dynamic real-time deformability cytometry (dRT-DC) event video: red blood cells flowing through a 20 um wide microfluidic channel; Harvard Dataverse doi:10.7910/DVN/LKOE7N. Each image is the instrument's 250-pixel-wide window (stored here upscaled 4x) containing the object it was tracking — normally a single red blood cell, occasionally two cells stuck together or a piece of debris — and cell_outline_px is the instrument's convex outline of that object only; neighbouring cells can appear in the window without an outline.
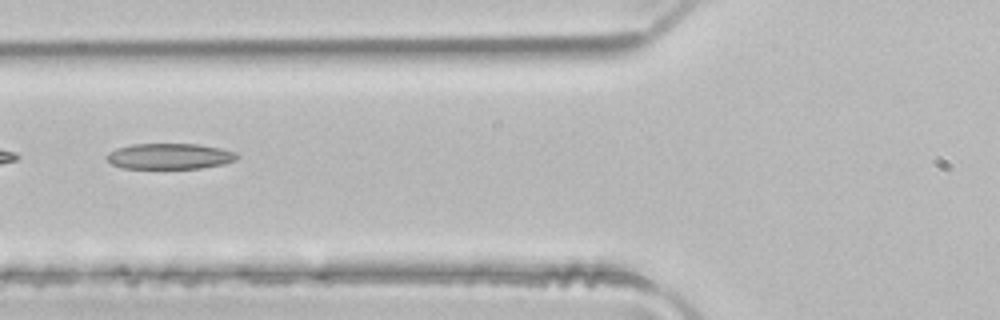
{"species": "common noctule bat (a hibernating species)", "species_latin": "Nyctalus noctula", "temperature_condition": "room temperature", "stored_images_in_passage": 4, "camera_frame_rate_fps": 3000, "um_per_image_px": 0.085, "animal": {"sex": "male", "body_mass_g": 21.5, "forearm_length_mm": 52.0}, "frame": {"image": 1, "passage_image": 4, "time_ms": 1.0, "image_size_px": [1000, 320], "cell_outline_px": [[240, 156], [236, 160], [224, 164], [200, 168], [124, 168], [112, 164], [108, 160], [108, 152], [116, 148], [132, 144], [196, 144], [220, 148], [236, 152]], "centroid_in_image_um": [14.45, 13.28], "position_along_channel_um": 111.3, "area_um2": 19.48}}